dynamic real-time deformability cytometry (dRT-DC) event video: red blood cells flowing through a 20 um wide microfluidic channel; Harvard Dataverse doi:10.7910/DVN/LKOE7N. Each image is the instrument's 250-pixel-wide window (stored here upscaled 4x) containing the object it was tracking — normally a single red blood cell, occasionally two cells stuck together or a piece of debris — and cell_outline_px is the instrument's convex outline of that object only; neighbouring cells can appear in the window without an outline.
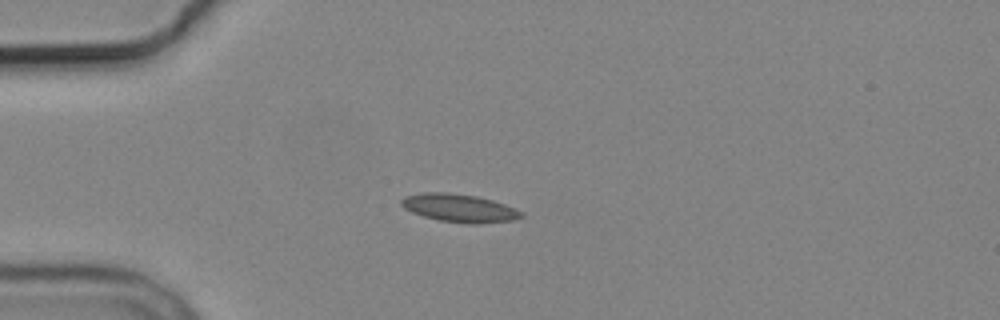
{"species": "common noctule bat (a hibernating species)", "species_latin": "Nyctalus noctula", "temperature_condition": "cold", "stored_images_in_passage": 8, "camera_frame_rate_fps": 3000, "um_per_image_px": 0.085, "animal": {"sex": "male", "body_mass_g": 19.2, "forearm_length_mm": 51.8}, "frame": {"image": 1, "passage_image": 4, "time_ms": 3.667, "image_size_px": [1000, 320], "cell_outline_px": [[524, 216], [512, 220], [476, 224], [472, 224], [440, 220], [424, 216], [412, 212], [404, 208], [400, 204], [400, 200], [404, 196], [420, 192], [448, 192], [476, 196], [492, 200], [516, 208], [524, 212]], "centroid_in_image_um": [39.03, 17.67], "position_along_channel_um": 46.0, "area_um2": 19.65}}
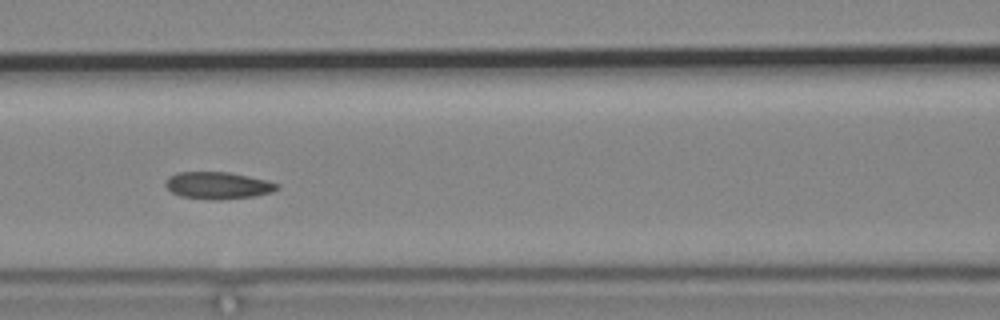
{"frame": {"image": 2, "passage_image": 7, "time_ms": 7.0, "image_size_px": [1000, 320], "cell_outline_px": [[280, 188], [272, 192], [256, 196], [180, 196], [172, 192], [164, 184], [164, 180], [168, 176], [176, 172], [228, 172], [248, 176], [280, 184]], "centroid_in_image_um": [18.51, 15.69], "position_along_channel_um": 148.1, "area_um2": 16.53}}
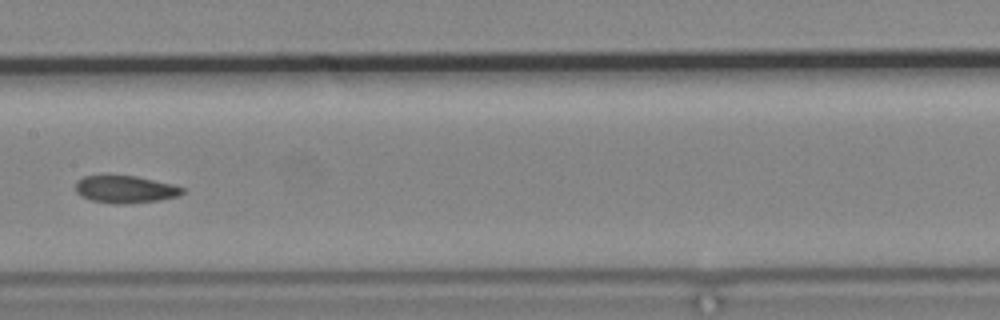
{"frame": {"image": 3, "passage_image": 8, "time_ms": 8.333, "image_size_px": [1000, 320], "cell_outline_px": [[184, 192], [176, 196], [160, 200], [124, 204], [92, 200], [80, 196], [76, 192], [76, 180], [84, 176], [136, 176], [172, 184], [184, 188]], "centroid_in_image_um": [10.64, 16.09], "position_along_channel_um": 196.8, "area_um2": 16.76}}